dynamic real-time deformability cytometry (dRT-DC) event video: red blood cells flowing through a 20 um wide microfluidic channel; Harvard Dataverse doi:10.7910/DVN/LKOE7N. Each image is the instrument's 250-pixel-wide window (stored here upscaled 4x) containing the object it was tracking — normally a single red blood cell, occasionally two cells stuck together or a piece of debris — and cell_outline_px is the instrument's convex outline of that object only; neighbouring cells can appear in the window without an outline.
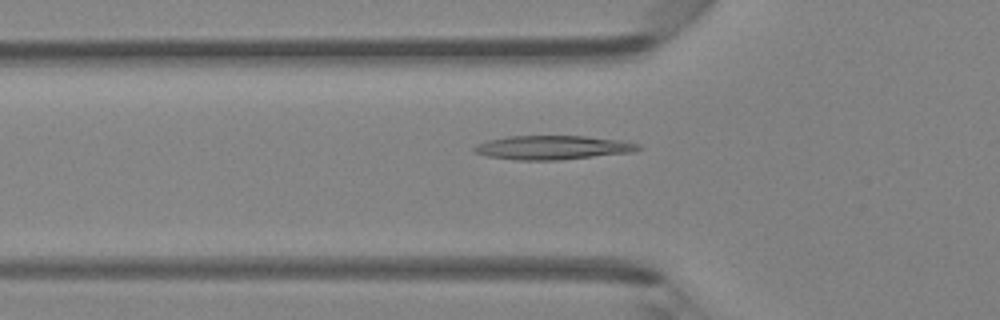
{"species": "Egyptian fruit bat (a non-hibernating species)", "species_latin": "Rousettus aegyptiacus", "temperature_condition": "room temperature", "stored_images_in_passage": 47, "camera_frame_rate_fps": 3000, "um_per_image_px": 0.085, "animal": {"sex": "female"}, "frame": {"image": 1, "passage_image": 16, "time_ms": 5.0, "image_size_px": [1000, 320], "cell_outline_px": [[644, 148], [632, 152], [560, 160], [516, 160], [488, 156], [476, 152], [472, 148], [476, 144], [488, 140], [508, 136], [584, 136], [620, 140], [640, 144]], "centroid_in_image_um": [47.0, 12.54], "position_along_channel_um": 78.8, "area_um2": 22.89}}
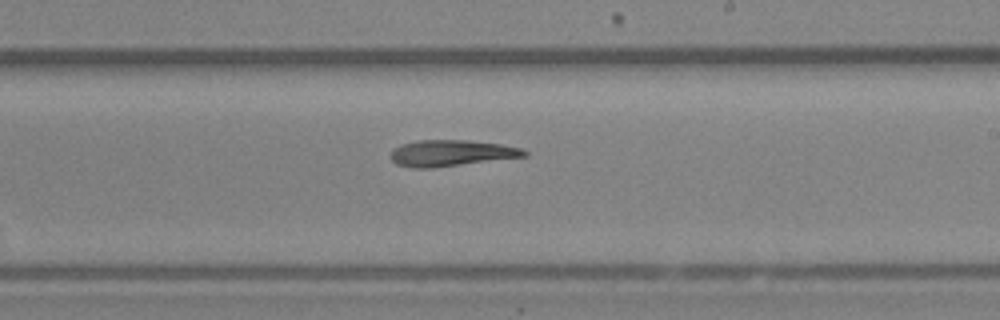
{"frame": {"image": 2, "passage_image": 28, "time_ms": 9.0, "image_size_px": [1000, 320], "cell_outline_px": [[528, 156], [432, 168], [412, 168], [396, 164], [392, 160], [392, 152], [400, 144], [416, 140], [464, 140], [500, 144], [524, 148], [528, 152]], "centroid_in_image_um": [38.39, 13.01], "position_along_channel_um": 250.6, "area_um2": 20.4}}
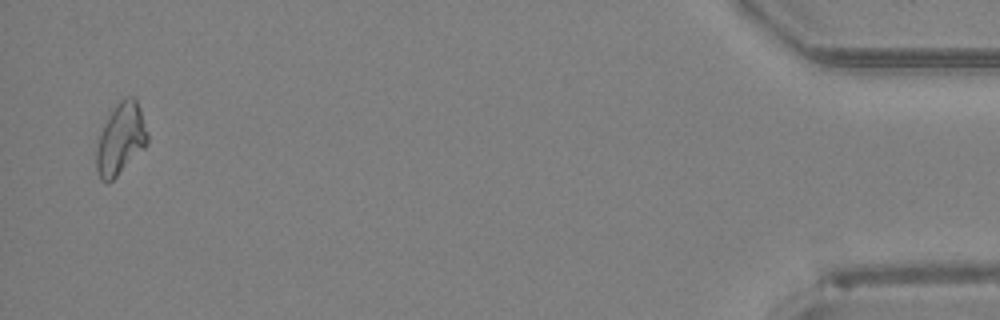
{"frame": {"image": 3, "passage_image": 46, "time_ms": 15.0, "image_size_px": [1000, 320], "cell_outline_px": [[148, 144], [112, 180], [100, 180], [96, 172], [96, 140], [108, 116], [116, 104], [120, 100], [128, 96], [136, 96], [148, 132]], "centroid_in_image_um": [10.25, 11.77], "position_along_channel_um": 425.0, "area_um2": 21.33}}